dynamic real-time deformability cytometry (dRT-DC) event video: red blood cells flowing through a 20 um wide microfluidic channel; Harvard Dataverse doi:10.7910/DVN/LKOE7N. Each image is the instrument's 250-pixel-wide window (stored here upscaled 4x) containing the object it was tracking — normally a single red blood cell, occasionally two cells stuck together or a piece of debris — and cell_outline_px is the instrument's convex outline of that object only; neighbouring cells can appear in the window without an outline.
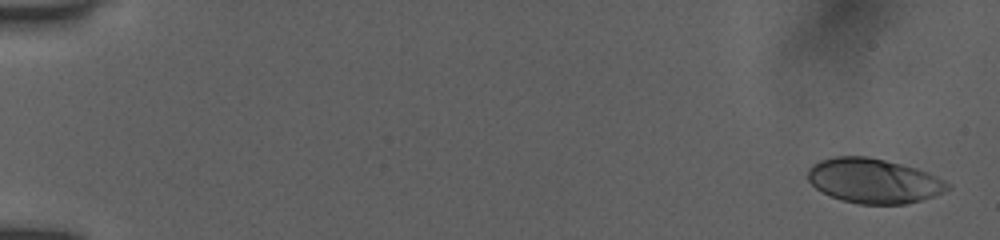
{"species": "human", "species_latin": "Homo sapiens", "temperature_condition": "room temperature", "stored_images_in_passage": 54, "camera_frame_rate_fps": 3000, "um_per_image_px": 0.085, "donor": {"sex": "female"}, "frame": {"image": 1, "passage_image": 2, "time_ms": 0.333, "image_size_px": [1000, 240], "cell_outline_px": [[952, 188], [944, 192], [920, 200], [904, 204], [860, 204], [840, 200], [816, 188], [808, 180], [808, 168], [812, 164], [820, 160], [836, 156], [868, 156], [916, 168], [928, 172], [952, 184]], "centroid_in_image_um": [74.27, 15.37], "position_along_channel_um": 10.7, "area_um2": 36.36}}
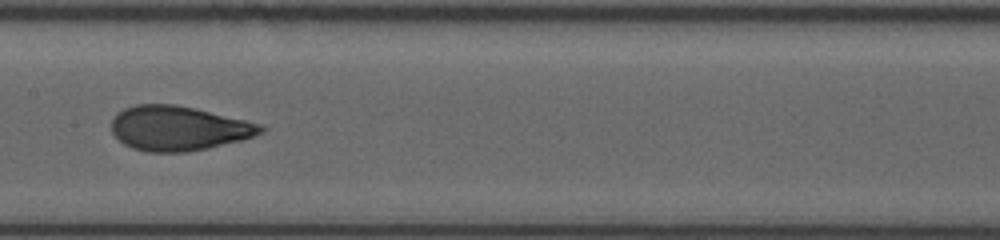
{"frame": {"image": 2, "passage_image": 29, "time_ms": 9.333, "image_size_px": [1000, 240], "cell_outline_px": [[268, 128], [264, 132], [240, 140], [208, 148], [188, 152], [148, 152], [132, 148], [124, 144], [112, 132], [112, 120], [116, 112], [124, 108], [136, 104], [176, 104], [196, 108], [260, 124]], "centroid_in_image_um": [15.15, 10.9], "position_along_channel_um": 192.2, "area_um2": 38.78}}
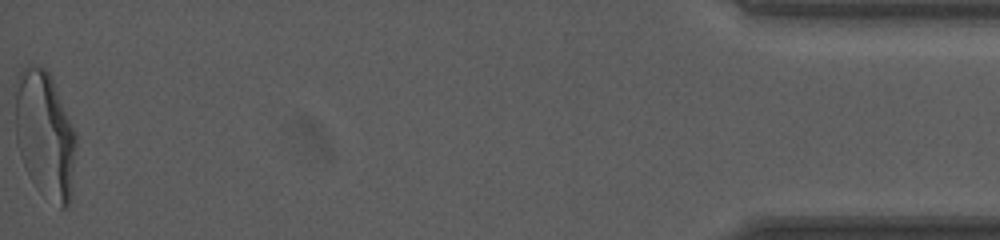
{"frame": {"image": 3, "passage_image": 54, "time_ms": 17.667, "image_size_px": [1000, 240], "cell_outline_px": [[76, 144], [72, 196], [68, 204], [64, 208], [60, 208], [36, 188], [20, 156], [16, 144], [16, 80], [20, 72], [28, 64], [44, 68], [52, 76], [76, 132]], "centroid_in_image_um": [3.84, 11.46], "position_along_channel_um": 431.4, "area_um2": 45.26}, "authors_computed_cell_mechanics": {"area_um2": 38.1769, "velocity_mm_per_s": 3.9223, "shape_relaxation_time_tau1_ms": 3.845, "shape_relaxation_time_tau2_ms": 0.8844, "deformation_change_tau1": 0.183, "deformation_change_tau2": 0.0682}}